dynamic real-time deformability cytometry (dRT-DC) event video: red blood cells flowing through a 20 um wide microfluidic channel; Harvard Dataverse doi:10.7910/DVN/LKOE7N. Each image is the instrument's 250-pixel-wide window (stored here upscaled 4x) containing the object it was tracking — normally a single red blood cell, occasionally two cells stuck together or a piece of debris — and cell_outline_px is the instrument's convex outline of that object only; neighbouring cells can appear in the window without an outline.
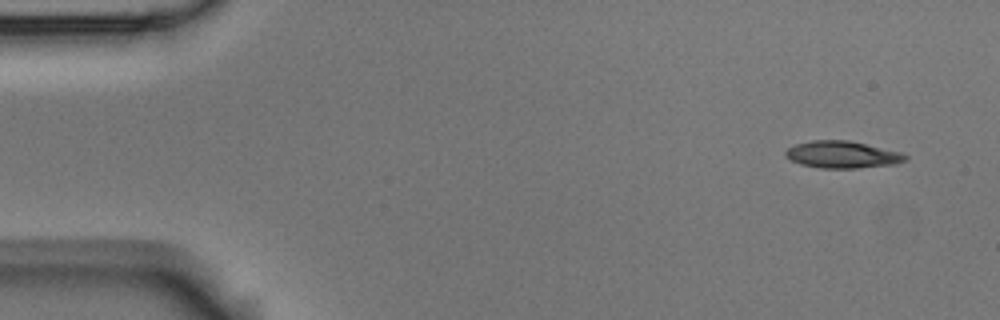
{"species": "Egyptian fruit bat (a non-hibernating species)", "species_latin": "Rousettus aegyptiacus", "temperature_condition": "room temperature", "stored_images_in_passage": 6, "segment_of_instrument_passage": [2, 2], "camera_frame_rate_fps": 3000, "um_per_image_px": 0.085, "animal": {"sex": "male"}, "frame": {"image": 1, "passage_image": 6, "time_ms": 1.667, "image_size_px": [1000, 320], "cell_outline_px": [[908, 160], [896, 164], [856, 168], [820, 168], [800, 164], [784, 156], [784, 152], [788, 148], [796, 144], [812, 140], [848, 140], [900, 152], [908, 156]], "centroid_in_image_um": [71.59, 13.14], "position_along_channel_um": 13.4, "area_um2": 18.84}}